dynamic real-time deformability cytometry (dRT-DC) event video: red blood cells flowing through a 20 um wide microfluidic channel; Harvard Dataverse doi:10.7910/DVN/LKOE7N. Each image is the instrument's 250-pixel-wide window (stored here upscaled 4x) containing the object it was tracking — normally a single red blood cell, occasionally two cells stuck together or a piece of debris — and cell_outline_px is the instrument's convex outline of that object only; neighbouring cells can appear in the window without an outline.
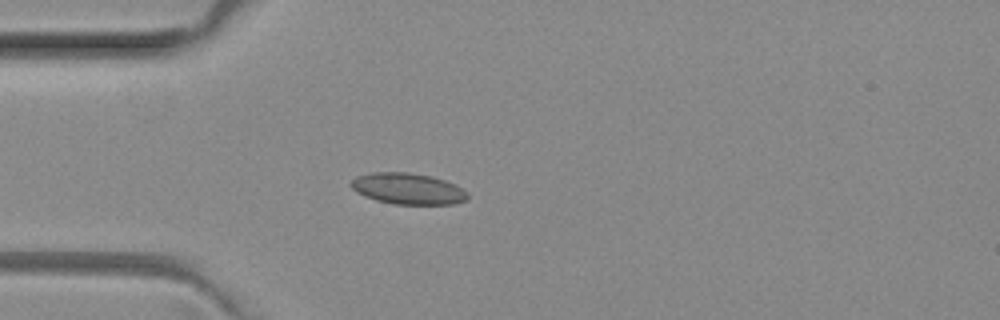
{"species": "common noctule bat (a hibernating species)", "species_latin": "Nyctalus noctula", "temperature_condition": "room temperature", "stored_images_in_passage": 3, "camera_frame_rate_fps": 3000, "um_per_image_px": 0.085, "animal": {"sex": "female", "body_mass_g": 29.2, "forearm_length_mm": 56.3}, "frame": {"image": 1, "passage_image": 3, "time_ms": 0.667, "image_size_px": [1000, 320], "cell_outline_px": [[468, 200], [452, 204], [392, 204], [376, 200], [364, 196], [356, 192], [348, 184], [356, 176], [372, 172], [408, 172], [432, 176], [456, 184], [468, 192]], "centroid_in_image_um": [34.67, 16.03], "position_along_channel_um": 50.3, "area_um2": 21.44}}